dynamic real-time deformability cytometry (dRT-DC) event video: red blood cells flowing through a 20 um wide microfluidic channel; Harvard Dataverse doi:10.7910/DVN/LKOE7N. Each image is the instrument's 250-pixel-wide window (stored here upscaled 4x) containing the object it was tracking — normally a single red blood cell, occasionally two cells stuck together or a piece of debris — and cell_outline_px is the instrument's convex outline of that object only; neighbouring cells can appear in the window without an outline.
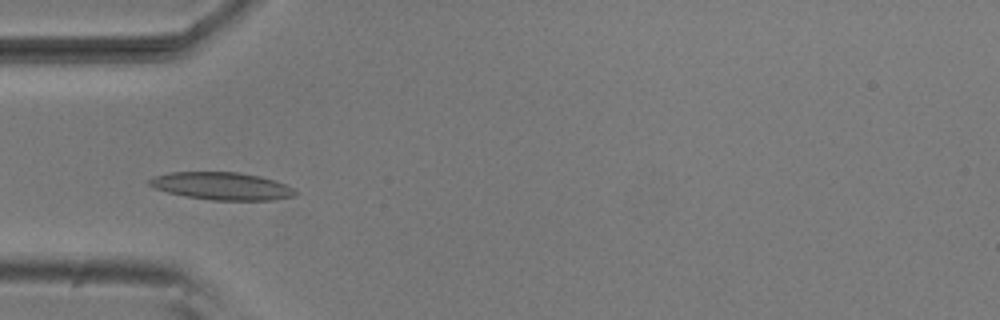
{"species": "common noctule bat (a hibernating species)", "species_latin": "Nyctalus noctula", "temperature_condition": "room temperature", "stored_images_in_passage": 6, "camera_frame_rate_fps": 3000, "um_per_image_px": 0.085, "animal": {"sex": "male", "body_mass_g": 20.5, "forearm_length_mm": 52.5}, "frame": {"image": 1, "passage_image": 5, "time_ms": 1.333, "image_size_px": [1000, 320], "cell_outline_px": [[300, 192], [292, 196], [272, 200], [212, 200], [184, 196], [168, 192], [156, 188], [148, 184], [148, 180], [152, 176], [168, 172], [240, 172], [260, 176], [284, 184]], "centroid_in_image_um": [18.82, 15.81], "position_along_channel_um": 66.2, "area_um2": 23.41}}
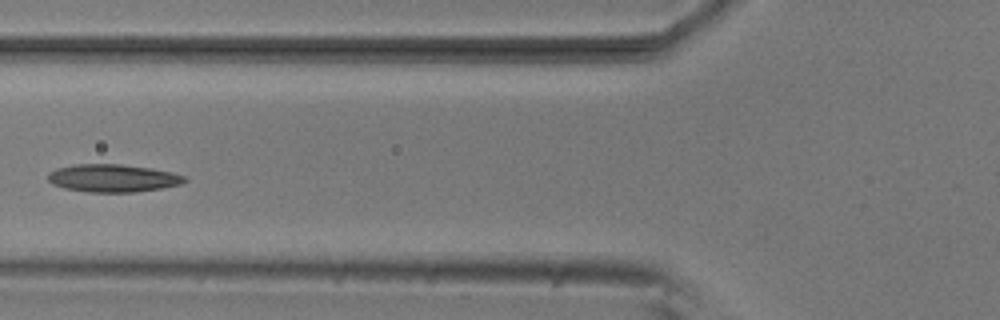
{"frame": {"image": 2, "passage_image": 6, "time_ms": 1.667, "image_size_px": [1000, 320], "cell_outline_px": [[188, 180], [180, 184], [160, 188], [132, 192], [88, 192], [64, 188], [52, 184], [48, 180], [48, 172], [56, 168], [76, 164], [120, 164], [152, 168], [172, 172], [188, 176]], "centroid_in_image_um": [9.6, 15.13], "position_along_channel_um": 116.2, "area_um2": 22.2}}